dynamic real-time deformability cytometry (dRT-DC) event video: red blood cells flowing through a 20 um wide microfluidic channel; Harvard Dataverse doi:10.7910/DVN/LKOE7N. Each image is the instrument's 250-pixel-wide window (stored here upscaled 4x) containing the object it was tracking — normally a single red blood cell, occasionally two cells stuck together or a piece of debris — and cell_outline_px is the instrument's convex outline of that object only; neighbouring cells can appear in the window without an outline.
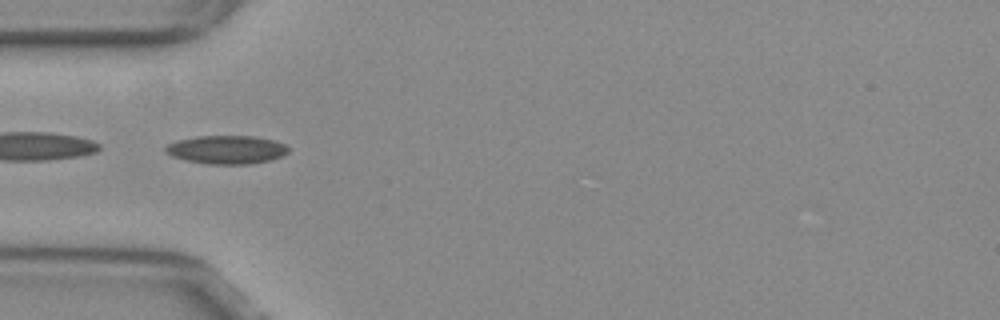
{"species": "common noctule bat (a hibernating species)", "species_latin": "Nyctalus noctula", "temperature_condition": "warm", "stored_images_in_passage": 52, "camera_frame_rate_fps": 3000, "um_per_image_px": 0.085, "animal": {"sex": "female", "body_mass_g": 29.2, "forearm_length_mm": 56.3}, "frame": {"image": 1, "passage_image": 15, "time_ms": 4.667, "image_size_px": [1000, 320], "cell_outline_px": [[288, 152], [272, 160], [248, 164], [208, 164], [184, 160], [172, 156], [164, 152], [164, 148], [168, 144], [180, 140], [200, 136], [252, 136], [276, 140], [284, 144], [288, 148]], "centroid_in_image_um": [19.26, 12.73], "position_along_channel_um": 65.7, "area_um2": 20.29}}
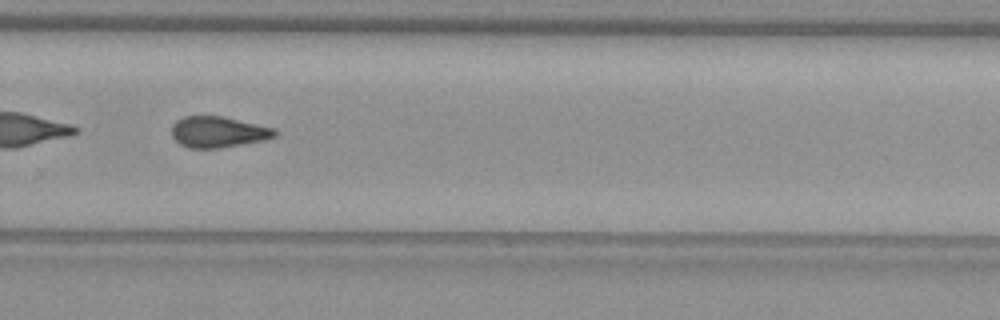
{"frame": {"image": 2, "passage_image": 34, "time_ms": 11.0, "image_size_px": [1000, 320], "cell_outline_px": [[276, 136], [264, 140], [220, 148], [188, 148], [180, 144], [172, 136], [172, 124], [176, 120], [184, 116], [224, 116], [276, 128]], "centroid_in_image_um": [18.55, 11.21], "position_along_channel_um": 311.3, "area_um2": 18.79}}
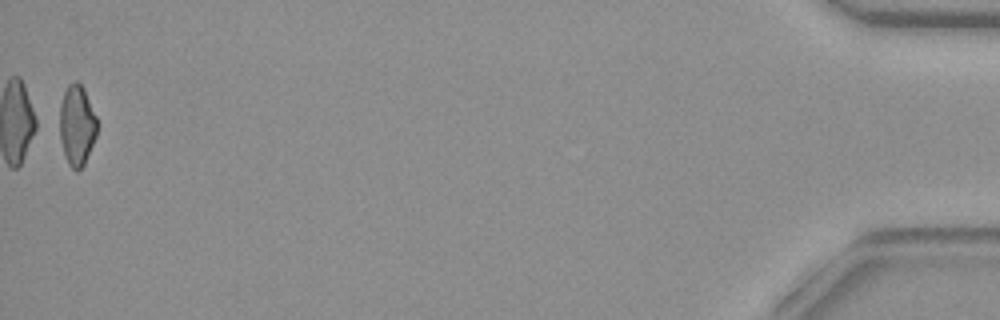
{"frame": {"image": 3, "passage_image": 51, "time_ms": 16.667, "image_size_px": [1000, 320], "cell_outline_px": [[96, 136], [84, 164], [76, 172], [68, 164], [64, 156], [60, 140], [60, 104], [64, 92], [68, 84], [72, 80], [76, 80], [84, 88], [96, 116]], "centroid_in_image_um": [6.52, 10.63], "position_along_channel_um": 428.7, "area_um2": 17.57}, "authors_computed_cell_mechanics": {"area_um2": 19.2763, "velocity_mm_per_s": 3.8852, "shape_relaxation_time_tau1_ms": 9.1401, "shape_relaxation_time_tau2_ms": 3.9379, "deformation_change_tau1": 0.1926, "deformation_change_tau2": 0.1225}}